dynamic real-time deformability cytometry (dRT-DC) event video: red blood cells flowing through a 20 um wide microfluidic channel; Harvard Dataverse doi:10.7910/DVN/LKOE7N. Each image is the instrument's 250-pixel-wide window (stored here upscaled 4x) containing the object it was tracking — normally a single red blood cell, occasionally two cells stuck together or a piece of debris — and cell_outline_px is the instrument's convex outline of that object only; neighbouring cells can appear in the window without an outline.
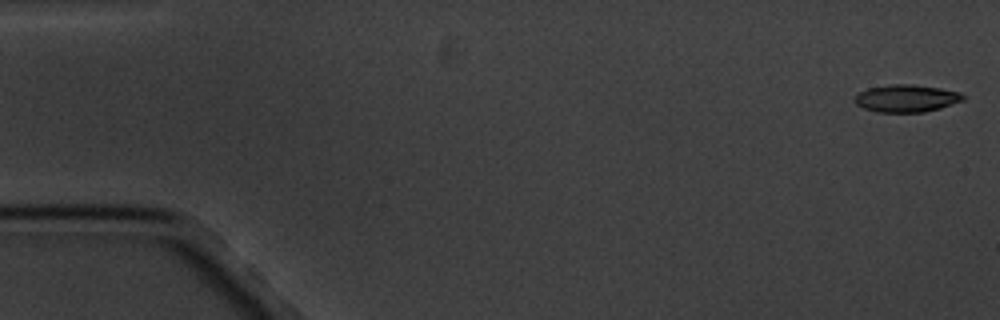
{"species": "common noctule bat (a hibernating species)", "species_latin": "Nyctalus noctula", "temperature_condition": "cold", "stored_images_in_passage": 17, "camera_frame_rate_fps": 3000, "um_per_image_px": 0.085, "animal": {"sex": "male", "body_mass_g": 20.1, "forearm_length_mm": 53.5}, "frame": {"image": 1, "passage_image": 1, "time_ms": 0.0, "image_size_px": [1000, 320], "cell_outline_px": [[964, 100], [940, 108], [924, 112], [876, 112], [864, 108], [856, 104], [856, 96], [860, 92], [868, 88], [892, 84], [912, 84], [940, 88], [960, 92], [964, 96]], "centroid_in_image_um": [77.06, 8.36], "position_along_channel_um": 7.9, "area_um2": 17.17}}
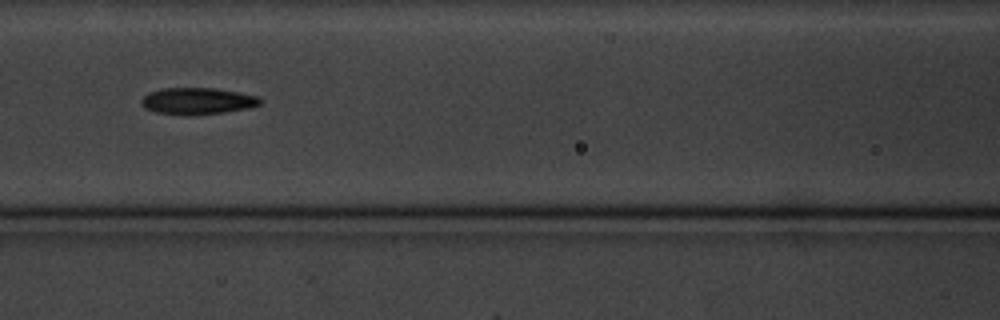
{"frame": {"image": 2, "passage_image": 8, "time_ms": 8.0, "image_size_px": [1000, 320], "cell_outline_px": [[264, 100], [260, 104], [248, 108], [224, 112], [188, 116], [156, 112], [144, 108], [140, 104], [140, 100], [148, 92], [160, 88], [216, 88], [260, 96]], "centroid_in_image_um": [16.78, 8.58], "position_along_channel_um": 149.8, "area_um2": 18.79}}
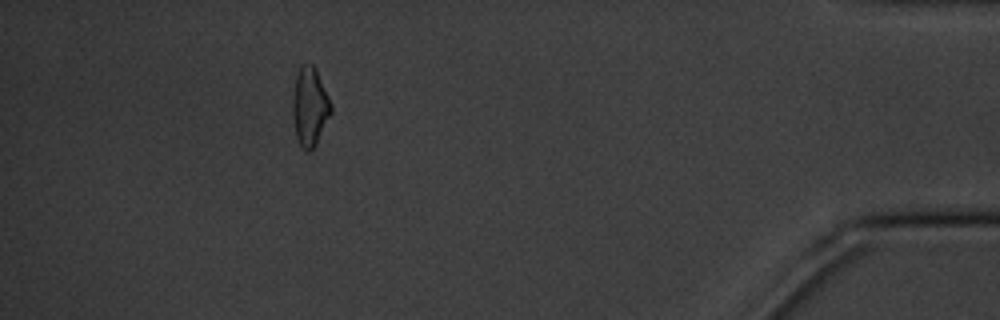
{"frame": {"image": 3, "passage_image": 16, "time_ms": 17.333, "image_size_px": [1000, 320], "cell_outline_px": [[332, 112], [316, 144], [308, 152], [300, 144], [296, 136], [292, 116], [292, 100], [296, 76], [300, 68], [304, 64], [312, 64], [316, 68], [332, 104]], "centroid_in_image_um": [26.34, 9.06], "position_along_channel_um": 408.9, "area_um2": 17.51}, "authors_computed_cell_mechanics": {"area_um2": 18.0336, "velocity_mm_per_s": 3.369, "shape_relaxation_time_tau1_ms": 3.0582, "shape_relaxation_time_tau2_ms": 9.686, "deformation_change_tau1": 0.1013, "deformation_change_tau2": 0.178}}